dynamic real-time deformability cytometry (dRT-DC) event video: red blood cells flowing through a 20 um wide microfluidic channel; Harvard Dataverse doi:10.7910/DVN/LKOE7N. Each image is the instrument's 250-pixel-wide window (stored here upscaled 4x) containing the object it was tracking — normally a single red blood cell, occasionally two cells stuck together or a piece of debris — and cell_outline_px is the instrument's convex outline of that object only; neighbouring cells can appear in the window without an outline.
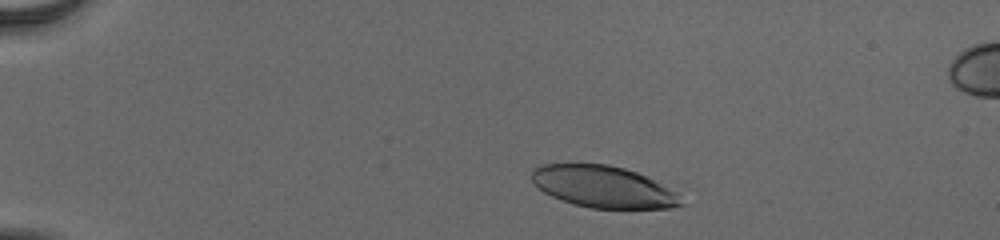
{"species": "human", "species_latin": "Homo sapiens", "temperature_condition": "cold", "stored_images_in_passage": 44, "camera_frame_rate_fps": 3000, "um_per_image_px": 0.085, "donor": {"sex": "male"}, "frame": {"image": 1, "passage_image": 6, "time_ms": 1.667, "image_size_px": [1000, 240], "cell_outline_px": [[684, 204], [672, 208], [592, 208], [572, 204], [552, 196], [544, 192], [532, 180], [532, 168], [544, 164], [608, 164], [624, 168], [648, 176], [676, 192]], "centroid_in_image_um": [51.29, 15.87], "position_along_channel_um": 33.7, "area_um2": 36.18}}
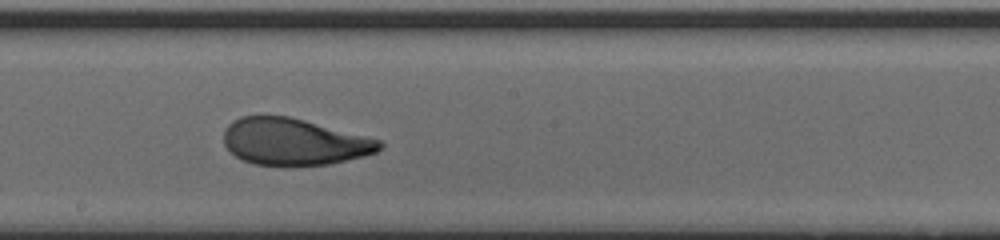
{"frame": {"image": 2, "passage_image": 27, "time_ms": 8.667, "image_size_px": [1000, 240], "cell_outline_px": [[384, 144], [376, 152], [364, 156], [328, 164], [252, 164], [236, 156], [224, 144], [224, 128], [232, 120], [240, 116], [288, 116], [304, 120], [380, 140]], "centroid_in_image_um": [24.96, 12.03], "position_along_channel_um": 223.2, "area_um2": 41.73}}
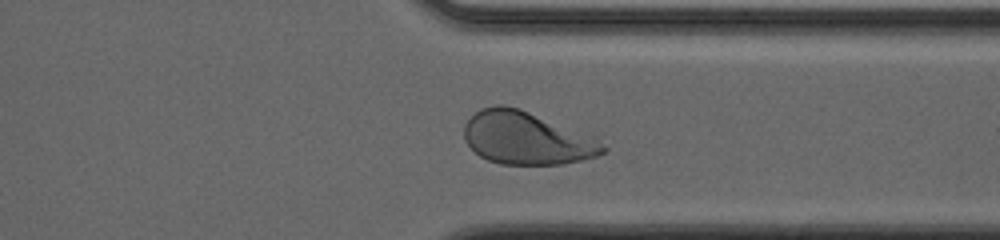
{"frame": {"image": 3, "passage_image": 38, "time_ms": 12.333, "image_size_px": [1000, 240], "cell_outline_px": [[608, 148], [604, 152], [596, 156], [580, 160], [560, 164], [500, 164], [488, 160], [480, 156], [464, 140], [464, 124], [480, 108], [496, 104], [504, 104], [520, 108], [596, 136]], "centroid_in_image_um": [44.79, 11.72], "position_along_channel_um": 366.6, "area_um2": 43.06}, "authors_computed_cell_mechanics": {"area_um2": 42.7142, "velocity_mm_per_s": 3.8841, "shape_relaxation_time_tau1_ms": 4.8106, "shape_relaxation_time_tau2_ms": 1.1098, "deformation_change_tau1": 0.2023, "deformation_change_tau2": 0.0753}}